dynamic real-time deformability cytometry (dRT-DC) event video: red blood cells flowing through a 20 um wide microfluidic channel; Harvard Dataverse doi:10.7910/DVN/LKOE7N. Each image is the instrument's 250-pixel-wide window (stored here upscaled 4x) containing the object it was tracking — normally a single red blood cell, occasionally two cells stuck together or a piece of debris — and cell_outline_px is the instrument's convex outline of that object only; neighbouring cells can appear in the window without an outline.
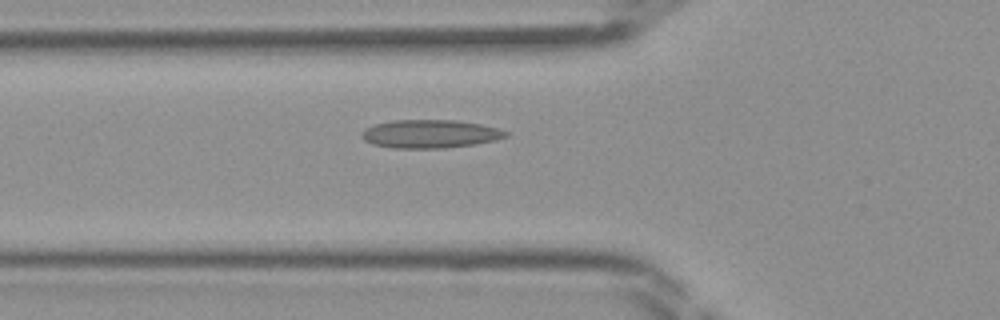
{"species": "Egyptian fruit bat (a non-hibernating species)", "species_latin": "Rousettus aegyptiacus", "temperature_condition": "room temperature", "stored_images_in_passage": 45, "camera_frame_rate_fps": 3000, "um_per_image_px": 0.085, "frame": {"image": 1, "passage_image": 16, "time_ms": 5.0, "image_size_px": [1000, 320], "cell_outline_px": [[508, 136], [496, 140], [476, 144], [444, 148], [392, 148], [372, 144], [364, 140], [360, 136], [360, 132], [364, 128], [376, 124], [392, 120], [456, 120], [480, 124], [500, 128], [508, 132]], "centroid_in_image_um": [36.55, 11.38], "position_along_channel_um": 89.3, "area_um2": 23.99}}
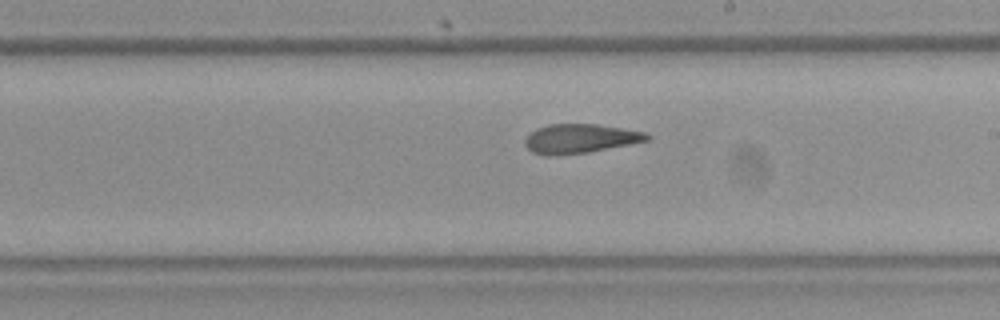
{"frame": {"image": 2, "passage_image": 26, "time_ms": 8.333, "image_size_px": [1000, 320], "cell_outline_px": [[652, 136], [648, 140], [588, 152], [556, 156], [544, 156], [532, 152], [524, 144], [524, 140], [536, 128], [548, 124], [596, 124], [644, 132]], "centroid_in_image_um": [49.25, 11.79], "position_along_channel_um": 239.7, "area_um2": 20.63}}
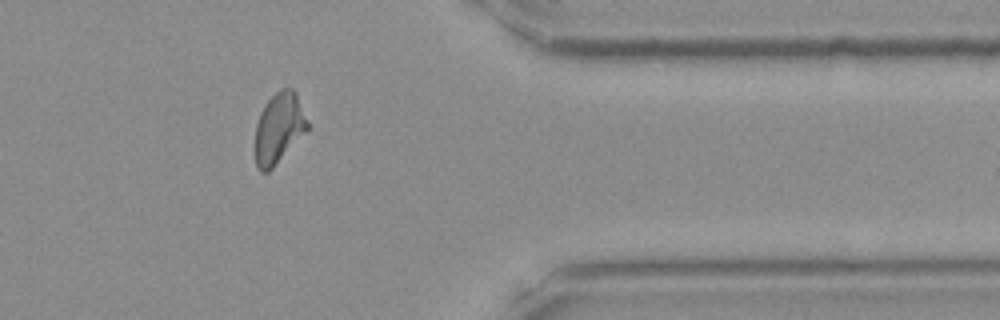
{"frame": {"image": 3, "passage_image": 37, "time_ms": 12.0, "image_size_px": [1000, 320], "cell_outline_px": [[308, 128], [272, 168], [268, 172], [260, 172], [256, 168], [256, 124], [260, 112], [264, 104], [280, 88], [292, 88], [296, 92], [308, 120]], "centroid_in_image_um": [23.69, 10.86], "position_along_channel_um": 387.7, "area_um2": 21.21}}